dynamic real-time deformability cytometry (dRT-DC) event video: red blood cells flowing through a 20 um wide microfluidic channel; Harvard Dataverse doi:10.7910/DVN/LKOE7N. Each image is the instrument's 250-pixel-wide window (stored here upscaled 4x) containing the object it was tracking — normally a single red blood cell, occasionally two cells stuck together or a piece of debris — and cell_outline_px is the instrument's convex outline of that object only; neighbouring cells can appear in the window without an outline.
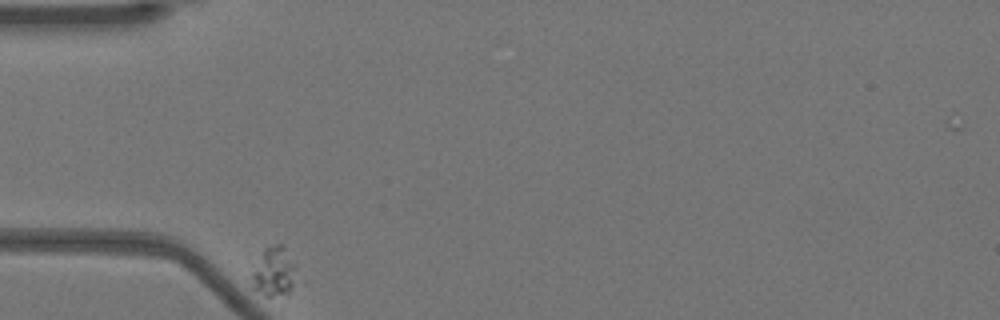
{"species": "Egyptian fruit bat (a non-hibernating species)", "species_latin": "Rousettus aegyptiacus", "temperature_condition": "warm", "stored_images_in_passage": 41, "camera_frame_rate_fps": 3000, "um_per_image_px": 0.085, "animal": {"sex": "female"}, "frame": {"image": 1, "passage_image": 1, "time_ms": 0.0, "image_size_px": [1000, 320], "cell_outline_px": [[296, 268], [292, 284], [288, 296], [264, 296], [252, 288], [252, 272], [264, 248], [276, 244], [284, 244], [296, 264]], "centroid_in_image_um": [23.3, 23.1], "position_along_channel_um": 61.7, "area_um2": 13.01}}
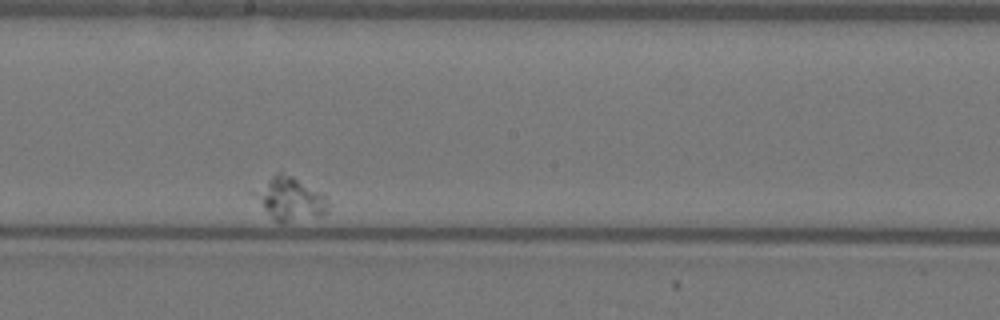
{"frame": {"image": 2, "passage_image": 23, "time_ms": 7.333, "image_size_px": [1000, 320], "cell_outline_px": [[328, 212], [324, 216], [284, 224], [280, 224], [264, 208], [260, 196], [260, 192], [272, 176], [276, 172], [280, 172], [292, 176], [324, 196], [328, 204]], "centroid_in_image_um": [24.81, 16.98], "position_along_channel_um": 223.4, "area_um2": 17.22}}
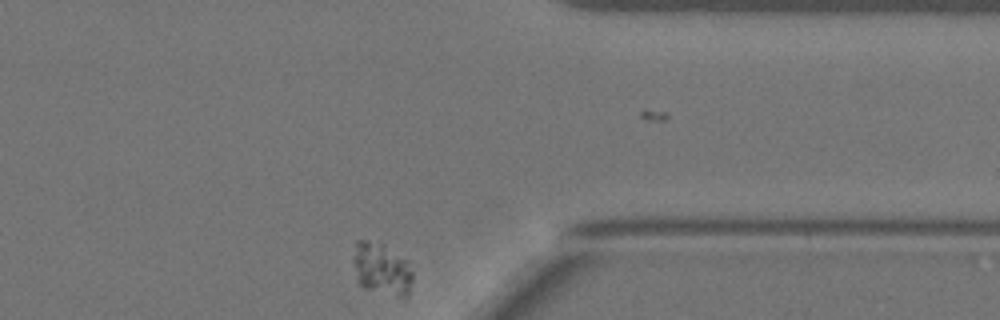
{"frame": {"image": 3, "passage_image": 40, "time_ms": 13.0, "image_size_px": [1000, 320], "cell_outline_px": [[412, 280], [408, 296], [404, 300], [364, 288], [360, 284], [352, 260], [356, 240], [368, 240], [380, 244], [408, 260], [412, 272]], "centroid_in_image_um": [32.47, 22.91], "position_along_channel_um": 378.9, "area_um2": 18.21}}